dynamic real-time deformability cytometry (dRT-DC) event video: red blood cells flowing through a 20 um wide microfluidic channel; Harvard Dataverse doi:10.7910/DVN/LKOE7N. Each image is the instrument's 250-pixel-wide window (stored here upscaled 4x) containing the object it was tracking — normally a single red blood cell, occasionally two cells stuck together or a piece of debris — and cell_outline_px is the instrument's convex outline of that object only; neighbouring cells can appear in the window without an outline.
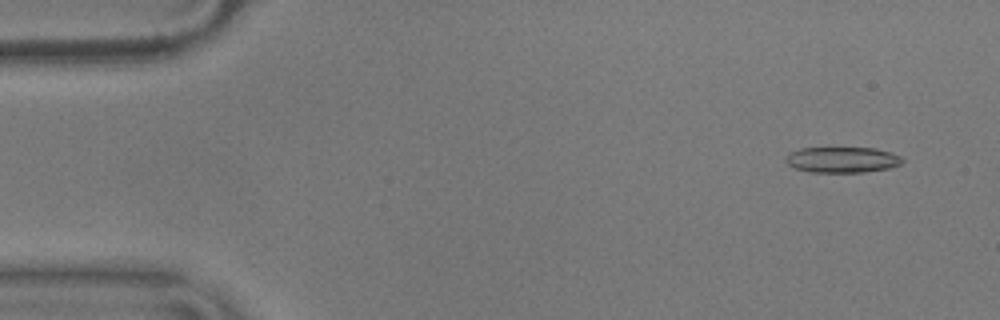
{"species": "common noctule bat (a hibernating species)", "species_latin": "Nyctalus noctula", "temperature_condition": "warm", "stored_images_in_passage": 9, "camera_frame_rate_fps": 3000, "um_per_image_px": 0.085, "animal": {"sex": "male", "body_mass_g": 17.9}, "frame": {"image": 1, "passage_image": 4, "time_ms": 1.0, "image_size_px": [1000, 320], "cell_outline_px": [[904, 160], [900, 164], [888, 168], [864, 172], [812, 172], [792, 168], [784, 160], [784, 156], [788, 152], [800, 148], [876, 148], [900, 156]], "centroid_in_image_um": [71.51, 13.58], "position_along_channel_um": 13.5, "area_um2": 17.57}}